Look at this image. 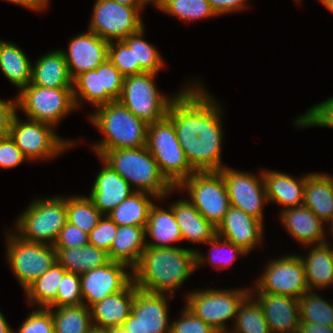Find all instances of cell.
I'll list each match as a JSON object with an SVG mask.
<instances>
[{"label": "cell", "instance_id": "obj_1", "mask_svg": "<svg viewBox=\"0 0 333 333\" xmlns=\"http://www.w3.org/2000/svg\"><path fill=\"white\" fill-rule=\"evenodd\" d=\"M197 87V88H196ZM174 97L167 111L179 144L196 172L220 171L222 126L219 107L199 86Z\"/></svg>", "mask_w": 333, "mask_h": 333}, {"label": "cell", "instance_id": "obj_2", "mask_svg": "<svg viewBox=\"0 0 333 333\" xmlns=\"http://www.w3.org/2000/svg\"><path fill=\"white\" fill-rule=\"evenodd\" d=\"M204 261L200 253L190 249L146 247L138 265L131 271L133 282L142 291L170 292L171 297L172 291L180 287Z\"/></svg>", "mask_w": 333, "mask_h": 333}, {"label": "cell", "instance_id": "obj_3", "mask_svg": "<svg viewBox=\"0 0 333 333\" xmlns=\"http://www.w3.org/2000/svg\"><path fill=\"white\" fill-rule=\"evenodd\" d=\"M100 158L137 191L162 199L175 188L162 175L147 147L106 150Z\"/></svg>", "mask_w": 333, "mask_h": 333}, {"label": "cell", "instance_id": "obj_4", "mask_svg": "<svg viewBox=\"0 0 333 333\" xmlns=\"http://www.w3.org/2000/svg\"><path fill=\"white\" fill-rule=\"evenodd\" d=\"M90 118L105 135L94 146L99 157L106 150L146 146L148 126L118 100L98 106Z\"/></svg>", "mask_w": 333, "mask_h": 333}, {"label": "cell", "instance_id": "obj_5", "mask_svg": "<svg viewBox=\"0 0 333 333\" xmlns=\"http://www.w3.org/2000/svg\"><path fill=\"white\" fill-rule=\"evenodd\" d=\"M66 223V199L54 197L35 200L18 218L16 227L22 239L43 244L50 241L53 246Z\"/></svg>", "mask_w": 333, "mask_h": 333}, {"label": "cell", "instance_id": "obj_6", "mask_svg": "<svg viewBox=\"0 0 333 333\" xmlns=\"http://www.w3.org/2000/svg\"><path fill=\"white\" fill-rule=\"evenodd\" d=\"M155 73L144 72L124 77L118 101L140 118L147 126L159 122L167 116L170 103L158 93L153 78Z\"/></svg>", "mask_w": 333, "mask_h": 333}, {"label": "cell", "instance_id": "obj_7", "mask_svg": "<svg viewBox=\"0 0 333 333\" xmlns=\"http://www.w3.org/2000/svg\"><path fill=\"white\" fill-rule=\"evenodd\" d=\"M28 119L55 126L61 118L76 109L73 88H49L28 84L16 98Z\"/></svg>", "mask_w": 333, "mask_h": 333}, {"label": "cell", "instance_id": "obj_8", "mask_svg": "<svg viewBox=\"0 0 333 333\" xmlns=\"http://www.w3.org/2000/svg\"><path fill=\"white\" fill-rule=\"evenodd\" d=\"M179 188H187L192 205L215 227L230 207L226 185L219 171L195 172Z\"/></svg>", "mask_w": 333, "mask_h": 333}, {"label": "cell", "instance_id": "obj_9", "mask_svg": "<svg viewBox=\"0 0 333 333\" xmlns=\"http://www.w3.org/2000/svg\"><path fill=\"white\" fill-rule=\"evenodd\" d=\"M7 239V259L14 275L26 290L56 262L55 248L48 243L26 241L18 235L10 234Z\"/></svg>", "mask_w": 333, "mask_h": 333}, {"label": "cell", "instance_id": "obj_10", "mask_svg": "<svg viewBox=\"0 0 333 333\" xmlns=\"http://www.w3.org/2000/svg\"><path fill=\"white\" fill-rule=\"evenodd\" d=\"M247 290H203L188 294L186 307L218 333H228L224 322L236 316Z\"/></svg>", "mask_w": 333, "mask_h": 333}, {"label": "cell", "instance_id": "obj_11", "mask_svg": "<svg viewBox=\"0 0 333 333\" xmlns=\"http://www.w3.org/2000/svg\"><path fill=\"white\" fill-rule=\"evenodd\" d=\"M15 113L12 117L8 135L28 160L46 159L66 149L72 142L60 139L47 123L18 120Z\"/></svg>", "mask_w": 333, "mask_h": 333}, {"label": "cell", "instance_id": "obj_12", "mask_svg": "<svg viewBox=\"0 0 333 333\" xmlns=\"http://www.w3.org/2000/svg\"><path fill=\"white\" fill-rule=\"evenodd\" d=\"M143 7L126 6L114 0H96L89 31L103 40H123L144 26L139 11Z\"/></svg>", "mask_w": 333, "mask_h": 333}, {"label": "cell", "instance_id": "obj_13", "mask_svg": "<svg viewBox=\"0 0 333 333\" xmlns=\"http://www.w3.org/2000/svg\"><path fill=\"white\" fill-rule=\"evenodd\" d=\"M124 76L107 59L96 69L81 73L73 80V98L78 107L79 99H86L96 107L118 100Z\"/></svg>", "mask_w": 333, "mask_h": 333}, {"label": "cell", "instance_id": "obj_14", "mask_svg": "<svg viewBox=\"0 0 333 333\" xmlns=\"http://www.w3.org/2000/svg\"><path fill=\"white\" fill-rule=\"evenodd\" d=\"M256 284L258 292L287 295L296 299L309 291L302 257L298 255L272 261Z\"/></svg>", "mask_w": 333, "mask_h": 333}, {"label": "cell", "instance_id": "obj_15", "mask_svg": "<svg viewBox=\"0 0 333 333\" xmlns=\"http://www.w3.org/2000/svg\"><path fill=\"white\" fill-rule=\"evenodd\" d=\"M165 296V294L142 291L135 286L131 313L123 324L126 332L171 333Z\"/></svg>", "mask_w": 333, "mask_h": 333}, {"label": "cell", "instance_id": "obj_16", "mask_svg": "<svg viewBox=\"0 0 333 333\" xmlns=\"http://www.w3.org/2000/svg\"><path fill=\"white\" fill-rule=\"evenodd\" d=\"M224 179L230 206L262 221L263 202L267 201L264 178L224 167L219 171Z\"/></svg>", "mask_w": 333, "mask_h": 333}, {"label": "cell", "instance_id": "obj_17", "mask_svg": "<svg viewBox=\"0 0 333 333\" xmlns=\"http://www.w3.org/2000/svg\"><path fill=\"white\" fill-rule=\"evenodd\" d=\"M127 265L110 261L108 264L80 275L83 304L89 308L104 298L122 291L132 280L125 271ZM85 299L88 304H85Z\"/></svg>", "mask_w": 333, "mask_h": 333}, {"label": "cell", "instance_id": "obj_18", "mask_svg": "<svg viewBox=\"0 0 333 333\" xmlns=\"http://www.w3.org/2000/svg\"><path fill=\"white\" fill-rule=\"evenodd\" d=\"M109 43L91 31L73 38L69 51H62L71 78L74 80L81 73L96 69L105 62L108 59Z\"/></svg>", "mask_w": 333, "mask_h": 333}, {"label": "cell", "instance_id": "obj_19", "mask_svg": "<svg viewBox=\"0 0 333 333\" xmlns=\"http://www.w3.org/2000/svg\"><path fill=\"white\" fill-rule=\"evenodd\" d=\"M262 222L241 209L230 206L216 227V235L249 253L262 238Z\"/></svg>", "mask_w": 333, "mask_h": 333}, {"label": "cell", "instance_id": "obj_20", "mask_svg": "<svg viewBox=\"0 0 333 333\" xmlns=\"http://www.w3.org/2000/svg\"><path fill=\"white\" fill-rule=\"evenodd\" d=\"M257 301L271 333H298L300 314L298 299L280 294L258 292Z\"/></svg>", "mask_w": 333, "mask_h": 333}, {"label": "cell", "instance_id": "obj_21", "mask_svg": "<svg viewBox=\"0 0 333 333\" xmlns=\"http://www.w3.org/2000/svg\"><path fill=\"white\" fill-rule=\"evenodd\" d=\"M133 192L135 191H131V185L104 163L103 168L96 176L89 198L95 207L106 215Z\"/></svg>", "mask_w": 333, "mask_h": 333}, {"label": "cell", "instance_id": "obj_22", "mask_svg": "<svg viewBox=\"0 0 333 333\" xmlns=\"http://www.w3.org/2000/svg\"><path fill=\"white\" fill-rule=\"evenodd\" d=\"M135 298V284L133 280L120 292L104 298L90 307L93 325L110 328L123 326L131 313Z\"/></svg>", "mask_w": 333, "mask_h": 333}, {"label": "cell", "instance_id": "obj_23", "mask_svg": "<svg viewBox=\"0 0 333 333\" xmlns=\"http://www.w3.org/2000/svg\"><path fill=\"white\" fill-rule=\"evenodd\" d=\"M281 216L292 237L302 242L303 245H310L314 242L317 245L326 243L323 234V221L306 206L300 205L284 209Z\"/></svg>", "mask_w": 333, "mask_h": 333}, {"label": "cell", "instance_id": "obj_24", "mask_svg": "<svg viewBox=\"0 0 333 333\" xmlns=\"http://www.w3.org/2000/svg\"><path fill=\"white\" fill-rule=\"evenodd\" d=\"M145 228L139 226H118L116 237L109 251L111 261L130 266L133 270L146 249Z\"/></svg>", "mask_w": 333, "mask_h": 333}, {"label": "cell", "instance_id": "obj_25", "mask_svg": "<svg viewBox=\"0 0 333 333\" xmlns=\"http://www.w3.org/2000/svg\"><path fill=\"white\" fill-rule=\"evenodd\" d=\"M30 84L49 88H73V79L62 50L50 52L35 63Z\"/></svg>", "mask_w": 333, "mask_h": 333}, {"label": "cell", "instance_id": "obj_26", "mask_svg": "<svg viewBox=\"0 0 333 333\" xmlns=\"http://www.w3.org/2000/svg\"><path fill=\"white\" fill-rule=\"evenodd\" d=\"M268 201L292 208L303 205L306 175L296 180L290 175L274 171H262Z\"/></svg>", "mask_w": 333, "mask_h": 333}, {"label": "cell", "instance_id": "obj_27", "mask_svg": "<svg viewBox=\"0 0 333 333\" xmlns=\"http://www.w3.org/2000/svg\"><path fill=\"white\" fill-rule=\"evenodd\" d=\"M303 205L323 223L329 222L333 217V177L318 173L306 175Z\"/></svg>", "mask_w": 333, "mask_h": 333}, {"label": "cell", "instance_id": "obj_28", "mask_svg": "<svg viewBox=\"0 0 333 333\" xmlns=\"http://www.w3.org/2000/svg\"><path fill=\"white\" fill-rule=\"evenodd\" d=\"M176 221L181 229L182 240L207 243L216 236V227L207 221L189 200L172 204Z\"/></svg>", "mask_w": 333, "mask_h": 333}, {"label": "cell", "instance_id": "obj_29", "mask_svg": "<svg viewBox=\"0 0 333 333\" xmlns=\"http://www.w3.org/2000/svg\"><path fill=\"white\" fill-rule=\"evenodd\" d=\"M55 251L56 262L67 272L79 275L111 261L107 252L91 244L78 248H55Z\"/></svg>", "mask_w": 333, "mask_h": 333}, {"label": "cell", "instance_id": "obj_30", "mask_svg": "<svg viewBox=\"0 0 333 333\" xmlns=\"http://www.w3.org/2000/svg\"><path fill=\"white\" fill-rule=\"evenodd\" d=\"M170 211L152 205L149 211L145 233L150 234L154 243H146V247L163 248L173 247L169 244L182 240L181 229L176 221L173 209Z\"/></svg>", "mask_w": 333, "mask_h": 333}, {"label": "cell", "instance_id": "obj_31", "mask_svg": "<svg viewBox=\"0 0 333 333\" xmlns=\"http://www.w3.org/2000/svg\"><path fill=\"white\" fill-rule=\"evenodd\" d=\"M302 262L309 291L333 283V248L327 242L314 246Z\"/></svg>", "mask_w": 333, "mask_h": 333}, {"label": "cell", "instance_id": "obj_32", "mask_svg": "<svg viewBox=\"0 0 333 333\" xmlns=\"http://www.w3.org/2000/svg\"><path fill=\"white\" fill-rule=\"evenodd\" d=\"M148 194L156 197L151 193L135 190L106 216L118 226L132 225L145 228L149 218V211L153 205L152 201L147 198Z\"/></svg>", "mask_w": 333, "mask_h": 333}, {"label": "cell", "instance_id": "obj_33", "mask_svg": "<svg viewBox=\"0 0 333 333\" xmlns=\"http://www.w3.org/2000/svg\"><path fill=\"white\" fill-rule=\"evenodd\" d=\"M31 62L13 43L0 41V68L11 83L23 89L31 83Z\"/></svg>", "mask_w": 333, "mask_h": 333}, {"label": "cell", "instance_id": "obj_34", "mask_svg": "<svg viewBox=\"0 0 333 333\" xmlns=\"http://www.w3.org/2000/svg\"><path fill=\"white\" fill-rule=\"evenodd\" d=\"M158 164L162 175L177 188L196 171L190 166L182 148L148 149Z\"/></svg>", "mask_w": 333, "mask_h": 333}, {"label": "cell", "instance_id": "obj_35", "mask_svg": "<svg viewBox=\"0 0 333 333\" xmlns=\"http://www.w3.org/2000/svg\"><path fill=\"white\" fill-rule=\"evenodd\" d=\"M51 311L54 333H88L92 324L90 308L84 304L56 307Z\"/></svg>", "mask_w": 333, "mask_h": 333}, {"label": "cell", "instance_id": "obj_36", "mask_svg": "<svg viewBox=\"0 0 333 333\" xmlns=\"http://www.w3.org/2000/svg\"><path fill=\"white\" fill-rule=\"evenodd\" d=\"M67 271L57 262L25 290L28 300L48 308L56 299L58 287Z\"/></svg>", "mask_w": 333, "mask_h": 333}, {"label": "cell", "instance_id": "obj_37", "mask_svg": "<svg viewBox=\"0 0 333 333\" xmlns=\"http://www.w3.org/2000/svg\"><path fill=\"white\" fill-rule=\"evenodd\" d=\"M66 214L67 222L88 234L104 216L89 197L77 196L66 199Z\"/></svg>", "mask_w": 333, "mask_h": 333}, {"label": "cell", "instance_id": "obj_38", "mask_svg": "<svg viewBox=\"0 0 333 333\" xmlns=\"http://www.w3.org/2000/svg\"><path fill=\"white\" fill-rule=\"evenodd\" d=\"M235 331L232 333H271L258 301L249 294L240 304L236 314Z\"/></svg>", "mask_w": 333, "mask_h": 333}, {"label": "cell", "instance_id": "obj_39", "mask_svg": "<svg viewBox=\"0 0 333 333\" xmlns=\"http://www.w3.org/2000/svg\"><path fill=\"white\" fill-rule=\"evenodd\" d=\"M298 303L300 322L333 327V305L323 300L318 294L308 291L298 299Z\"/></svg>", "mask_w": 333, "mask_h": 333}, {"label": "cell", "instance_id": "obj_40", "mask_svg": "<svg viewBox=\"0 0 333 333\" xmlns=\"http://www.w3.org/2000/svg\"><path fill=\"white\" fill-rule=\"evenodd\" d=\"M154 4L160 10L185 21L216 15L208 0H154Z\"/></svg>", "mask_w": 333, "mask_h": 333}, {"label": "cell", "instance_id": "obj_41", "mask_svg": "<svg viewBox=\"0 0 333 333\" xmlns=\"http://www.w3.org/2000/svg\"><path fill=\"white\" fill-rule=\"evenodd\" d=\"M144 27L129 35L122 41L134 52L135 64H139L145 72L157 73L164 65L157 49L143 40Z\"/></svg>", "mask_w": 333, "mask_h": 333}, {"label": "cell", "instance_id": "obj_42", "mask_svg": "<svg viewBox=\"0 0 333 333\" xmlns=\"http://www.w3.org/2000/svg\"><path fill=\"white\" fill-rule=\"evenodd\" d=\"M146 147L147 149L182 148L174 126L167 117L148 126Z\"/></svg>", "mask_w": 333, "mask_h": 333}, {"label": "cell", "instance_id": "obj_43", "mask_svg": "<svg viewBox=\"0 0 333 333\" xmlns=\"http://www.w3.org/2000/svg\"><path fill=\"white\" fill-rule=\"evenodd\" d=\"M108 60L126 77L130 75H137L145 71L139 64H135L134 52L122 41L109 43Z\"/></svg>", "mask_w": 333, "mask_h": 333}, {"label": "cell", "instance_id": "obj_44", "mask_svg": "<svg viewBox=\"0 0 333 333\" xmlns=\"http://www.w3.org/2000/svg\"><path fill=\"white\" fill-rule=\"evenodd\" d=\"M81 304H83V297L80 275L66 272L58 287L56 299L48 308Z\"/></svg>", "mask_w": 333, "mask_h": 333}, {"label": "cell", "instance_id": "obj_45", "mask_svg": "<svg viewBox=\"0 0 333 333\" xmlns=\"http://www.w3.org/2000/svg\"><path fill=\"white\" fill-rule=\"evenodd\" d=\"M296 124L299 127L316 125L333 128V97L310 108L304 116L297 119Z\"/></svg>", "mask_w": 333, "mask_h": 333}, {"label": "cell", "instance_id": "obj_46", "mask_svg": "<svg viewBox=\"0 0 333 333\" xmlns=\"http://www.w3.org/2000/svg\"><path fill=\"white\" fill-rule=\"evenodd\" d=\"M102 217L98 224L88 234L89 244L109 253L118 225L108 216Z\"/></svg>", "mask_w": 333, "mask_h": 333}, {"label": "cell", "instance_id": "obj_47", "mask_svg": "<svg viewBox=\"0 0 333 333\" xmlns=\"http://www.w3.org/2000/svg\"><path fill=\"white\" fill-rule=\"evenodd\" d=\"M18 333H54L51 311L48 308L33 311L23 322Z\"/></svg>", "mask_w": 333, "mask_h": 333}, {"label": "cell", "instance_id": "obj_48", "mask_svg": "<svg viewBox=\"0 0 333 333\" xmlns=\"http://www.w3.org/2000/svg\"><path fill=\"white\" fill-rule=\"evenodd\" d=\"M171 333H218L185 307L182 318L171 324Z\"/></svg>", "mask_w": 333, "mask_h": 333}, {"label": "cell", "instance_id": "obj_49", "mask_svg": "<svg viewBox=\"0 0 333 333\" xmlns=\"http://www.w3.org/2000/svg\"><path fill=\"white\" fill-rule=\"evenodd\" d=\"M89 244L88 233L67 222L60 230L54 248H78Z\"/></svg>", "mask_w": 333, "mask_h": 333}, {"label": "cell", "instance_id": "obj_50", "mask_svg": "<svg viewBox=\"0 0 333 333\" xmlns=\"http://www.w3.org/2000/svg\"><path fill=\"white\" fill-rule=\"evenodd\" d=\"M27 160L9 135L0 137V167H16Z\"/></svg>", "mask_w": 333, "mask_h": 333}, {"label": "cell", "instance_id": "obj_51", "mask_svg": "<svg viewBox=\"0 0 333 333\" xmlns=\"http://www.w3.org/2000/svg\"><path fill=\"white\" fill-rule=\"evenodd\" d=\"M219 237L216 235L212 240H210L208 243H210V244H212V248H211V251L212 250H216V251H218L220 248L222 249V247H227V249H228V251L230 250L231 252H230V255H228V258L227 257H225V258H227V259H222L221 257H219L220 256V253H218L216 256L214 255H210V259H208L209 260V263H219L218 265V267L219 268H225L227 265H230V264H232V262L236 259V253L237 254H246L247 252L246 251H244L242 248H240V247H238V246H236V245H234L233 243H231V242H228V241H226V240H224V239H222L223 240V242H222V244L219 242ZM235 253H234V252ZM224 258V257H223ZM216 263V264H217ZM221 263V264H220Z\"/></svg>", "mask_w": 333, "mask_h": 333}, {"label": "cell", "instance_id": "obj_52", "mask_svg": "<svg viewBox=\"0 0 333 333\" xmlns=\"http://www.w3.org/2000/svg\"><path fill=\"white\" fill-rule=\"evenodd\" d=\"M16 102L0 100V137L8 135L10 123L16 111Z\"/></svg>", "mask_w": 333, "mask_h": 333}, {"label": "cell", "instance_id": "obj_53", "mask_svg": "<svg viewBox=\"0 0 333 333\" xmlns=\"http://www.w3.org/2000/svg\"><path fill=\"white\" fill-rule=\"evenodd\" d=\"M245 0H208L211 9L216 15L232 12L246 7Z\"/></svg>", "mask_w": 333, "mask_h": 333}, {"label": "cell", "instance_id": "obj_54", "mask_svg": "<svg viewBox=\"0 0 333 333\" xmlns=\"http://www.w3.org/2000/svg\"><path fill=\"white\" fill-rule=\"evenodd\" d=\"M298 333H333V327H326L316 323L300 322Z\"/></svg>", "mask_w": 333, "mask_h": 333}, {"label": "cell", "instance_id": "obj_55", "mask_svg": "<svg viewBox=\"0 0 333 333\" xmlns=\"http://www.w3.org/2000/svg\"><path fill=\"white\" fill-rule=\"evenodd\" d=\"M11 3L19 4L29 9L43 10L47 5L48 0H7Z\"/></svg>", "mask_w": 333, "mask_h": 333}, {"label": "cell", "instance_id": "obj_56", "mask_svg": "<svg viewBox=\"0 0 333 333\" xmlns=\"http://www.w3.org/2000/svg\"><path fill=\"white\" fill-rule=\"evenodd\" d=\"M119 4L126 5V6H133V7H143L145 3L154 2V0H114Z\"/></svg>", "mask_w": 333, "mask_h": 333}, {"label": "cell", "instance_id": "obj_57", "mask_svg": "<svg viewBox=\"0 0 333 333\" xmlns=\"http://www.w3.org/2000/svg\"><path fill=\"white\" fill-rule=\"evenodd\" d=\"M0 333H14L0 311Z\"/></svg>", "mask_w": 333, "mask_h": 333}, {"label": "cell", "instance_id": "obj_58", "mask_svg": "<svg viewBox=\"0 0 333 333\" xmlns=\"http://www.w3.org/2000/svg\"><path fill=\"white\" fill-rule=\"evenodd\" d=\"M88 333H110L108 328L92 325Z\"/></svg>", "mask_w": 333, "mask_h": 333}, {"label": "cell", "instance_id": "obj_59", "mask_svg": "<svg viewBox=\"0 0 333 333\" xmlns=\"http://www.w3.org/2000/svg\"><path fill=\"white\" fill-rule=\"evenodd\" d=\"M108 329L110 333H127L123 326H115Z\"/></svg>", "mask_w": 333, "mask_h": 333}, {"label": "cell", "instance_id": "obj_60", "mask_svg": "<svg viewBox=\"0 0 333 333\" xmlns=\"http://www.w3.org/2000/svg\"><path fill=\"white\" fill-rule=\"evenodd\" d=\"M321 2L323 3V5H325L327 9L333 12V0H321Z\"/></svg>", "mask_w": 333, "mask_h": 333}, {"label": "cell", "instance_id": "obj_61", "mask_svg": "<svg viewBox=\"0 0 333 333\" xmlns=\"http://www.w3.org/2000/svg\"><path fill=\"white\" fill-rule=\"evenodd\" d=\"M331 222V233H332V235H333V217H332V219L329 221V223Z\"/></svg>", "mask_w": 333, "mask_h": 333}]
</instances>
